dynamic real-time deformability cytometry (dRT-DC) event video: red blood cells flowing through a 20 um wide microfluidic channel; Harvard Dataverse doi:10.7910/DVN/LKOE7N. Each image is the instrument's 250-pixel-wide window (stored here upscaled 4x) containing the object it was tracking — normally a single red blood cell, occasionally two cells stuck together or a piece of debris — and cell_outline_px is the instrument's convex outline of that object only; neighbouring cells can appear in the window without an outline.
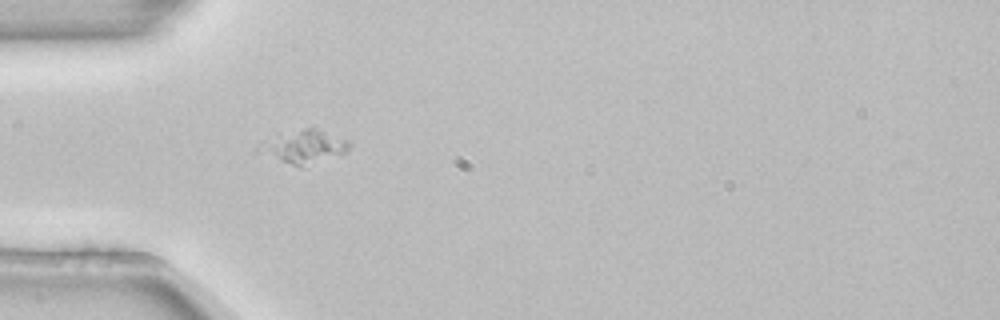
{"species": "common noctule bat (a hibernating species)", "species_latin": "Nyctalus noctula", "temperature_condition": "room temperature", "stored_images_in_passage": 1, "camera_frame_rate_fps": 3000, "um_per_image_px": 0.085, "animal": {"sex": "female", "body_mass_g": 22.7, "forearm_length_mm": 54.2}, "frame": {"image": 1, "passage_image": 1, "time_ms": 0.0, "image_size_px": [1000, 320], "cell_outline_px": [[348, 152], [340, 156], [304, 168], [256, 152], [252, 148], [264, 140], [304, 128], [312, 128], [348, 140]], "centroid_in_image_um": [25.81, 12.52], "position_along_channel_um": 59.2, "area_um2": 17.4}}